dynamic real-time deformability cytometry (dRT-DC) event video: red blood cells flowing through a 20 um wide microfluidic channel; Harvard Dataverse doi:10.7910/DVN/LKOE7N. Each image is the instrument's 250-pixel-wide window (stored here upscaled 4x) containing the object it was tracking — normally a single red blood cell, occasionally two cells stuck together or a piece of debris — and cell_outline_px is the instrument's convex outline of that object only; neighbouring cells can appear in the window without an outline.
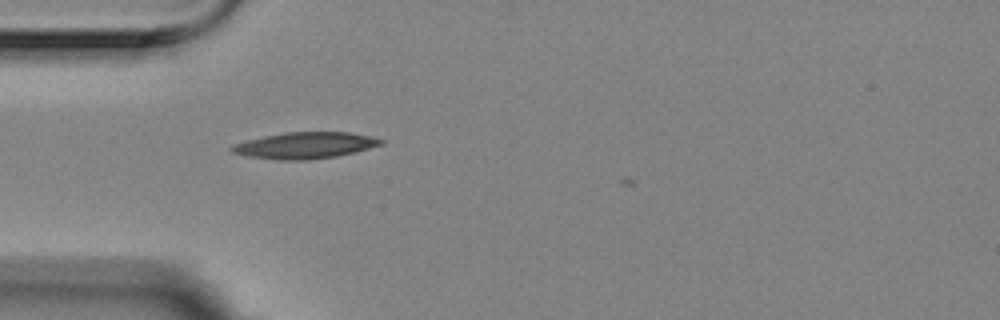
{"species": "Egyptian fruit bat (a non-hibernating species)", "species_latin": "Rousettus aegyptiacus", "temperature_condition": "room temperature", "stored_images_in_passage": 5, "camera_frame_rate_fps": 3000, "um_per_image_px": 0.085, "animal": {"sex": "female"}, "frame": {"image": 1, "passage_image": 1, "time_ms": 0.0, "image_size_px": [1000, 320], "cell_outline_px": [[384, 144], [356, 152], [336, 156], [308, 160], [280, 160], [248, 156], [232, 152], [228, 148], [232, 144], [244, 140], [284, 132], [348, 132], [372, 136], [384, 140]], "centroid_in_image_um": [25.92, 12.35], "position_along_channel_um": 59.1, "area_um2": 23.12}}
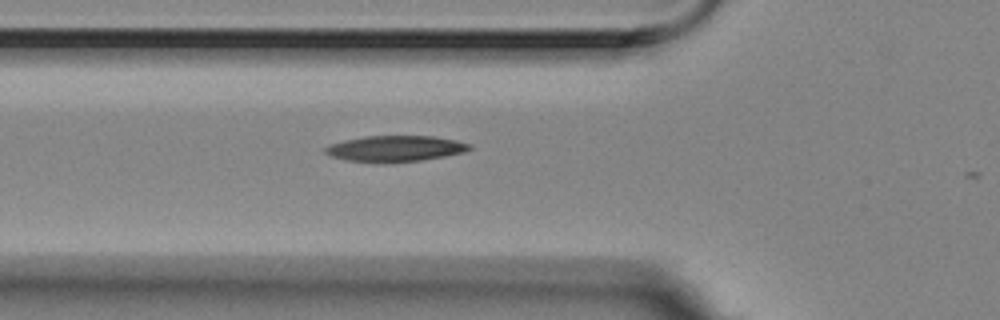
{"frame": {"image": 2, "passage_image": 4, "time_ms": 1.0, "image_size_px": [1000, 320], "cell_outline_px": [[472, 148], [464, 152], [444, 156], [420, 160], [348, 160], [332, 156], [324, 152], [324, 148], [332, 144], [344, 140], [364, 136], [432, 136], [456, 140], [472, 144]], "centroid_in_image_um": [33.66, 12.58], "position_along_channel_um": 92.1, "area_um2": 20.87}}